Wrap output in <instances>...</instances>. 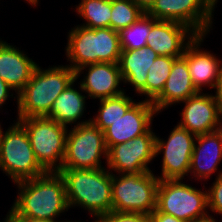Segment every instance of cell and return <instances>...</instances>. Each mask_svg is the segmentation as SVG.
Here are the masks:
<instances>
[{
  "label": "cell",
  "instance_id": "obj_1",
  "mask_svg": "<svg viewBox=\"0 0 222 222\" xmlns=\"http://www.w3.org/2000/svg\"><path fill=\"white\" fill-rule=\"evenodd\" d=\"M16 184L18 194L11 206L12 216L52 221L68 211L65 182L59 172H46Z\"/></svg>",
  "mask_w": 222,
  "mask_h": 222
},
{
  "label": "cell",
  "instance_id": "obj_2",
  "mask_svg": "<svg viewBox=\"0 0 222 222\" xmlns=\"http://www.w3.org/2000/svg\"><path fill=\"white\" fill-rule=\"evenodd\" d=\"M69 208L82 207L95 219L112 211V172L100 169L61 168Z\"/></svg>",
  "mask_w": 222,
  "mask_h": 222
},
{
  "label": "cell",
  "instance_id": "obj_3",
  "mask_svg": "<svg viewBox=\"0 0 222 222\" xmlns=\"http://www.w3.org/2000/svg\"><path fill=\"white\" fill-rule=\"evenodd\" d=\"M75 80V71L68 65L47 69L38 64L30 80L17 94V118L48 117L56 98Z\"/></svg>",
  "mask_w": 222,
  "mask_h": 222
},
{
  "label": "cell",
  "instance_id": "obj_4",
  "mask_svg": "<svg viewBox=\"0 0 222 222\" xmlns=\"http://www.w3.org/2000/svg\"><path fill=\"white\" fill-rule=\"evenodd\" d=\"M65 47L69 67L74 71L96 63H118L121 54L119 32L111 28L90 29L76 25L68 32Z\"/></svg>",
  "mask_w": 222,
  "mask_h": 222
},
{
  "label": "cell",
  "instance_id": "obj_5",
  "mask_svg": "<svg viewBox=\"0 0 222 222\" xmlns=\"http://www.w3.org/2000/svg\"><path fill=\"white\" fill-rule=\"evenodd\" d=\"M17 120L26 130L40 166L46 172H59L65 157L68 127L48 117L17 118Z\"/></svg>",
  "mask_w": 222,
  "mask_h": 222
},
{
  "label": "cell",
  "instance_id": "obj_6",
  "mask_svg": "<svg viewBox=\"0 0 222 222\" xmlns=\"http://www.w3.org/2000/svg\"><path fill=\"white\" fill-rule=\"evenodd\" d=\"M0 169L14 183L44 175L23 125L16 120L0 140Z\"/></svg>",
  "mask_w": 222,
  "mask_h": 222
},
{
  "label": "cell",
  "instance_id": "obj_7",
  "mask_svg": "<svg viewBox=\"0 0 222 222\" xmlns=\"http://www.w3.org/2000/svg\"><path fill=\"white\" fill-rule=\"evenodd\" d=\"M159 181L152 171L130 174L112 172V210L150 215L156 209Z\"/></svg>",
  "mask_w": 222,
  "mask_h": 222
},
{
  "label": "cell",
  "instance_id": "obj_8",
  "mask_svg": "<svg viewBox=\"0 0 222 222\" xmlns=\"http://www.w3.org/2000/svg\"><path fill=\"white\" fill-rule=\"evenodd\" d=\"M182 182L181 179L160 180L156 208L185 222L199 221L211 216L207 211V190L201 191Z\"/></svg>",
  "mask_w": 222,
  "mask_h": 222
},
{
  "label": "cell",
  "instance_id": "obj_9",
  "mask_svg": "<svg viewBox=\"0 0 222 222\" xmlns=\"http://www.w3.org/2000/svg\"><path fill=\"white\" fill-rule=\"evenodd\" d=\"M105 158H104V157ZM107 160L104 132L92 122L74 125L68 130L66 152L61 168L100 169L101 158Z\"/></svg>",
  "mask_w": 222,
  "mask_h": 222
},
{
  "label": "cell",
  "instance_id": "obj_10",
  "mask_svg": "<svg viewBox=\"0 0 222 222\" xmlns=\"http://www.w3.org/2000/svg\"><path fill=\"white\" fill-rule=\"evenodd\" d=\"M214 0H156L146 11L156 20L173 21L189 27L196 35L212 28Z\"/></svg>",
  "mask_w": 222,
  "mask_h": 222
},
{
  "label": "cell",
  "instance_id": "obj_11",
  "mask_svg": "<svg viewBox=\"0 0 222 222\" xmlns=\"http://www.w3.org/2000/svg\"><path fill=\"white\" fill-rule=\"evenodd\" d=\"M196 135L179 124L174 126L167 140L156 135L155 157L163 154L160 180L185 179L188 176Z\"/></svg>",
  "mask_w": 222,
  "mask_h": 222
},
{
  "label": "cell",
  "instance_id": "obj_12",
  "mask_svg": "<svg viewBox=\"0 0 222 222\" xmlns=\"http://www.w3.org/2000/svg\"><path fill=\"white\" fill-rule=\"evenodd\" d=\"M156 134L150 128L145 134L107 150V169L117 174L146 173L155 159Z\"/></svg>",
  "mask_w": 222,
  "mask_h": 222
},
{
  "label": "cell",
  "instance_id": "obj_13",
  "mask_svg": "<svg viewBox=\"0 0 222 222\" xmlns=\"http://www.w3.org/2000/svg\"><path fill=\"white\" fill-rule=\"evenodd\" d=\"M155 114L158 115L151 101L135 102L122 117L103 131L107 150L145 134L151 128Z\"/></svg>",
  "mask_w": 222,
  "mask_h": 222
},
{
  "label": "cell",
  "instance_id": "obj_14",
  "mask_svg": "<svg viewBox=\"0 0 222 222\" xmlns=\"http://www.w3.org/2000/svg\"><path fill=\"white\" fill-rule=\"evenodd\" d=\"M178 123L194 135H202L222 127V117L214 95L198 92L183 101Z\"/></svg>",
  "mask_w": 222,
  "mask_h": 222
},
{
  "label": "cell",
  "instance_id": "obj_15",
  "mask_svg": "<svg viewBox=\"0 0 222 222\" xmlns=\"http://www.w3.org/2000/svg\"><path fill=\"white\" fill-rule=\"evenodd\" d=\"M83 79L80 86L89 98L104 99L110 98L125 92L119 85L122 81L120 68L118 63H96L83 66L75 70V79L77 80L81 74ZM120 88V89H119Z\"/></svg>",
  "mask_w": 222,
  "mask_h": 222
},
{
  "label": "cell",
  "instance_id": "obj_16",
  "mask_svg": "<svg viewBox=\"0 0 222 222\" xmlns=\"http://www.w3.org/2000/svg\"><path fill=\"white\" fill-rule=\"evenodd\" d=\"M195 37L196 34L186 25L156 20L151 16V30L147 36L146 46L158 55L179 58Z\"/></svg>",
  "mask_w": 222,
  "mask_h": 222
},
{
  "label": "cell",
  "instance_id": "obj_17",
  "mask_svg": "<svg viewBox=\"0 0 222 222\" xmlns=\"http://www.w3.org/2000/svg\"><path fill=\"white\" fill-rule=\"evenodd\" d=\"M206 35H196L186 46L183 56L187 59V65L191 81L199 92L203 86L215 88L222 74V60L211 51L200 49Z\"/></svg>",
  "mask_w": 222,
  "mask_h": 222
},
{
  "label": "cell",
  "instance_id": "obj_18",
  "mask_svg": "<svg viewBox=\"0 0 222 222\" xmlns=\"http://www.w3.org/2000/svg\"><path fill=\"white\" fill-rule=\"evenodd\" d=\"M195 141L189 173L196 180L208 181L222 160V127L197 135Z\"/></svg>",
  "mask_w": 222,
  "mask_h": 222
},
{
  "label": "cell",
  "instance_id": "obj_19",
  "mask_svg": "<svg viewBox=\"0 0 222 222\" xmlns=\"http://www.w3.org/2000/svg\"><path fill=\"white\" fill-rule=\"evenodd\" d=\"M36 66L24 51L0 39V77L15 91V96L28 83Z\"/></svg>",
  "mask_w": 222,
  "mask_h": 222
},
{
  "label": "cell",
  "instance_id": "obj_20",
  "mask_svg": "<svg viewBox=\"0 0 222 222\" xmlns=\"http://www.w3.org/2000/svg\"><path fill=\"white\" fill-rule=\"evenodd\" d=\"M198 92L191 81L187 59L182 56L174 60L165 86L162 92L152 101V104L159 114L164 109L176 103H181Z\"/></svg>",
  "mask_w": 222,
  "mask_h": 222
},
{
  "label": "cell",
  "instance_id": "obj_21",
  "mask_svg": "<svg viewBox=\"0 0 222 222\" xmlns=\"http://www.w3.org/2000/svg\"><path fill=\"white\" fill-rule=\"evenodd\" d=\"M158 54L150 47L138 50H121L119 68L122 81L132 85L138 95H144L146 100V80L148 70Z\"/></svg>",
  "mask_w": 222,
  "mask_h": 222
},
{
  "label": "cell",
  "instance_id": "obj_22",
  "mask_svg": "<svg viewBox=\"0 0 222 222\" xmlns=\"http://www.w3.org/2000/svg\"><path fill=\"white\" fill-rule=\"evenodd\" d=\"M77 80L75 79L72 83H70L64 91L56 98L53 103L51 110L49 112L48 118L57 121L61 125L76 124H86L91 122V119L81 120V117L86 110V98L82 87L80 86V90L74 89V83ZM83 92V93H82ZM83 94V95H82ZM78 121V122H77Z\"/></svg>",
  "mask_w": 222,
  "mask_h": 222
},
{
  "label": "cell",
  "instance_id": "obj_23",
  "mask_svg": "<svg viewBox=\"0 0 222 222\" xmlns=\"http://www.w3.org/2000/svg\"><path fill=\"white\" fill-rule=\"evenodd\" d=\"M98 114L91 119V122L104 131L112 122L122 117L127 110L135 103V100L123 92L120 95L100 99Z\"/></svg>",
  "mask_w": 222,
  "mask_h": 222
},
{
  "label": "cell",
  "instance_id": "obj_24",
  "mask_svg": "<svg viewBox=\"0 0 222 222\" xmlns=\"http://www.w3.org/2000/svg\"><path fill=\"white\" fill-rule=\"evenodd\" d=\"M111 0H81L76 5V12L85 21L81 26L95 28H110Z\"/></svg>",
  "mask_w": 222,
  "mask_h": 222
},
{
  "label": "cell",
  "instance_id": "obj_25",
  "mask_svg": "<svg viewBox=\"0 0 222 222\" xmlns=\"http://www.w3.org/2000/svg\"><path fill=\"white\" fill-rule=\"evenodd\" d=\"M175 57L158 55L148 70L146 100L153 101L163 90Z\"/></svg>",
  "mask_w": 222,
  "mask_h": 222
},
{
  "label": "cell",
  "instance_id": "obj_26",
  "mask_svg": "<svg viewBox=\"0 0 222 222\" xmlns=\"http://www.w3.org/2000/svg\"><path fill=\"white\" fill-rule=\"evenodd\" d=\"M151 30V16L145 13L130 26L119 31L121 50H138L146 47V40Z\"/></svg>",
  "mask_w": 222,
  "mask_h": 222
},
{
  "label": "cell",
  "instance_id": "obj_27",
  "mask_svg": "<svg viewBox=\"0 0 222 222\" xmlns=\"http://www.w3.org/2000/svg\"><path fill=\"white\" fill-rule=\"evenodd\" d=\"M110 28L120 31L137 21L146 12L131 0H111Z\"/></svg>",
  "mask_w": 222,
  "mask_h": 222
},
{
  "label": "cell",
  "instance_id": "obj_28",
  "mask_svg": "<svg viewBox=\"0 0 222 222\" xmlns=\"http://www.w3.org/2000/svg\"><path fill=\"white\" fill-rule=\"evenodd\" d=\"M97 222H150L148 214L138 212H116L110 213L99 217Z\"/></svg>",
  "mask_w": 222,
  "mask_h": 222
},
{
  "label": "cell",
  "instance_id": "obj_29",
  "mask_svg": "<svg viewBox=\"0 0 222 222\" xmlns=\"http://www.w3.org/2000/svg\"><path fill=\"white\" fill-rule=\"evenodd\" d=\"M216 177L213 185L207 190L208 208L222 216V171H219Z\"/></svg>",
  "mask_w": 222,
  "mask_h": 222
},
{
  "label": "cell",
  "instance_id": "obj_30",
  "mask_svg": "<svg viewBox=\"0 0 222 222\" xmlns=\"http://www.w3.org/2000/svg\"><path fill=\"white\" fill-rule=\"evenodd\" d=\"M149 218L150 222H185L183 220L177 219L173 215H168L160 212L157 208L151 212Z\"/></svg>",
  "mask_w": 222,
  "mask_h": 222
},
{
  "label": "cell",
  "instance_id": "obj_31",
  "mask_svg": "<svg viewBox=\"0 0 222 222\" xmlns=\"http://www.w3.org/2000/svg\"><path fill=\"white\" fill-rule=\"evenodd\" d=\"M13 92V89L0 77V108L6 103V100H8V97H14L17 98V96H13V93L10 95L11 92Z\"/></svg>",
  "mask_w": 222,
  "mask_h": 222
},
{
  "label": "cell",
  "instance_id": "obj_32",
  "mask_svg": "<svg viewBox=\"0 0 222 222\" xmlns=\"http://www.w3.org/2000/svg\"><path fill=\"white\" fill-rule=\"evenodd\" d=\"M214 89H216L214 97L222 117V74Z\"/></svg>",
  "mask_w": 222,
  "mask_h": 222
},
{
  "label": "cell",
  "instance_id": "obj_33",
  "mask_svg": "<svg viewBox=\"0 0 222 222\" xmlns=\"http://www.w3.org/2000/svg\"><path fill=\"white\" fill-rule=\"evenodd\" d=\"M12 222H60V221H52L47 219H35V218H28V217H21V216H12ZM61 222H69V220Z\"/></svg>",
  "mask_w": 222,
  "mask_h": 222
},
{
  "label": "cell",
  "instance_id": "obj_34",
  "mask_svg": "<svg viewBox=\"0 0 222 222\" xmlns=\"http://www.w3.org/2000/svg\"><path fill=\"white\" fill-rule=\"evenodd\" d=\"M131 1L137 4L146 12L156 0H131Z\"/></svg>",
  "mask_w": 222,
  "mask_h": 222
},
{
  "label": "cell",
  "instance_id": "obj_35",
  "mask_svg": "<svg viewBox=\"0 0 222 222\" xmlns=\"http://www.w3.org/2000/svg\"><path fill=\"white\" fill-rule=\"evenodd\" d=\"M217 221L218 220H216L213 216H209L206 219H202V220H199V221H193V222H217Z\"/></svg>",
  "mask_w": 222,
  "mask_h": 222
},
{
  "label": "cell",
  "instance_id": "obj_36",
  "mask_svg": "<svg viewBox=\"0 0 222 222\" xmlns=\"http://www.w3.org/2000/svg\"><path fill=\"white\" fill-rule=\"evenodd\" d=\"M0 222H2V221H0ZM3 222H12V211L11 210H9V212L7 213L6 218H5V220H3Z\"/></svg>",
  "mask_w": 222,
  "mask_h": 222
},
{
  "label": "cell",
  "instance_id": "obj_37",
  "mask_svg": "<svg viewBox=\"0 0 222 222\" xmlns=\"http://www.w3.org/2000/svg\"><path fill=\"white\" fill-rule=\"evenodd\" d=\"M26 2H28V4L32 5V6H37L39 0H24Z\"/></svg>",
  "mask_w": 222,
  "mask_h": 222
},
{
  "label": "cell",
  "instance_id": "obj_38",
  "mask_svg": "<svg viewBox=\"0 0 222 222\" xmlns=\"http://www.w3.org/2000/svg\"><path fill=\"white\" fill-rule=\"evenodd\" d=\"M2 130H3V129H2V126H1V124H0V140H1L2 133H3Z\"/></svg>",
  "mask_w": 222,
  "mask_h": 222
}]
</instances>
